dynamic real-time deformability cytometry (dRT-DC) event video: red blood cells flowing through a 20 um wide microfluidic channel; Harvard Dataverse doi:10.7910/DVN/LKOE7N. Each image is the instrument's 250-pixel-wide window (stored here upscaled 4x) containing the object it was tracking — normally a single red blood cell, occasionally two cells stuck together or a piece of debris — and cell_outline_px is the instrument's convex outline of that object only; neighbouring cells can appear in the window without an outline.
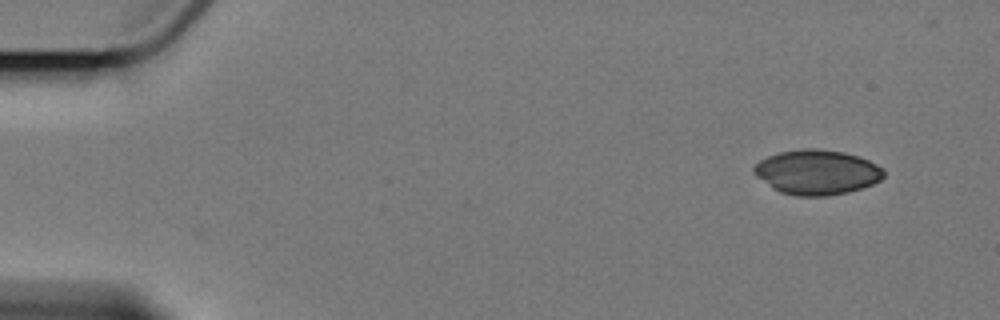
{"species": "Egyptian fruit bat (a non-hibernating species)", "species_latin": "Rousettus aegyptiacus", "temperature_condition": "cold", "stored_images_in_passage": 2, "camera_frame_rate_fps": 3000, "um_per_image_px": 0.085, "animal": {"sex": "female"}, "frame": {"image": 1, "passage_image": 2, "time_ms": 1.0, "image_size_px": [1000, 320], "cell_outline_px": [[884, 176], [880, 180], [872, 184], [848, 192], [828, 196], [796, 196], [780, 192], [772, 188], [756, 176], [752, 172], [752, 168], [760, 160], [768, 156], [780, 152], [804, 148], [816, 148], [844, 152], [860, 156], [884, 168]], "centroid_in_image_um": [69.43, 14.63], "position_along_channel_um": 15.6, "area_um2": 34.04}}